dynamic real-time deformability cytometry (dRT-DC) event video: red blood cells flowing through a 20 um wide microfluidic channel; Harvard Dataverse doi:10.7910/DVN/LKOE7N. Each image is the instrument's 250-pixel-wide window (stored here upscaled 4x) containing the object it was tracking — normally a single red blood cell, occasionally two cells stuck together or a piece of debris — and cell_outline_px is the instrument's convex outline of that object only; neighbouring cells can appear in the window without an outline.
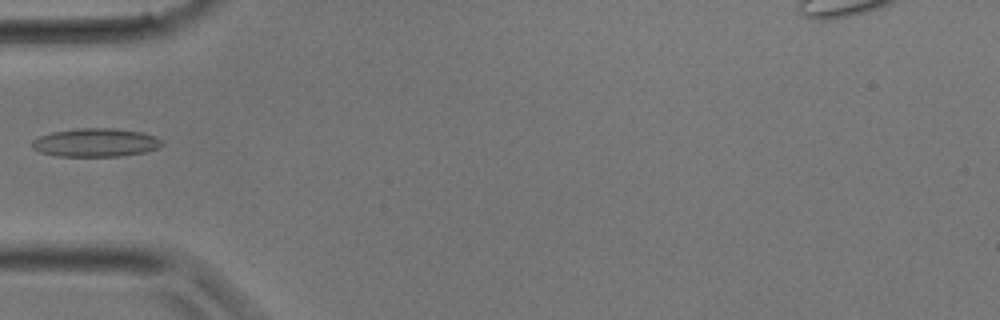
{"species": "common noctule bat (a hibernating species)", "species_latin": "Nyctalus noctula", "temperature_condition": "room temperature", "stored_images_in_passage": 2, "camera_frame_rate_fps": 3000, "um_per_image_px": 0.085, "animal": {"sex": "male", "body_mass_g": 17.9}, "frame": {"image": 1, "passage_image": 1, "time_ms": 0.0, "image_size_px": [1000, 320], "cell_outline_px": [[164, 144], [156, 148], [144, 152], [120, 156], [56, 156], [40, 152], [32, 148], [32, 140], [40, 136], [52, 132], [76, 128], [116, 128], [140, 132], [152, 136], [160, 140]], "centroid_in_image_um": [8.08, 12.12], "position_along_channel_um": 76.9, "area_um2": 21.39}}